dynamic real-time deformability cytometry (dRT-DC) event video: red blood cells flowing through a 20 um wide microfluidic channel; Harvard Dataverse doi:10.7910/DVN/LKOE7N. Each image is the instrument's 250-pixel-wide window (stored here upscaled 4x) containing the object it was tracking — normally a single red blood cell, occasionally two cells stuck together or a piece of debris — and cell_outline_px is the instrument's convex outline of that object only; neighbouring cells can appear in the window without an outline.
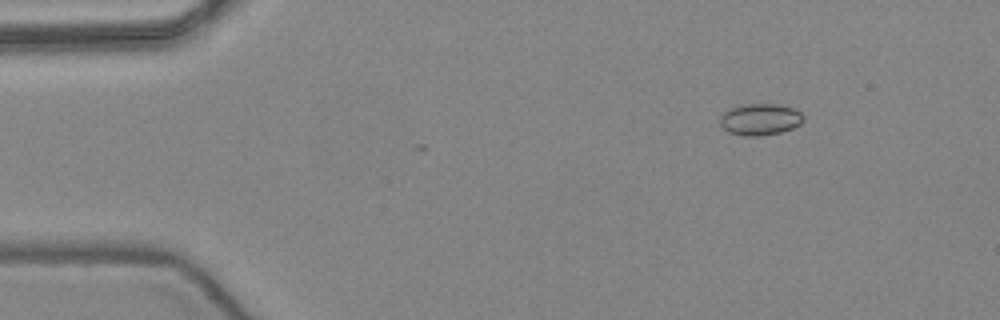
{"species": "common noctule bat (a hibernating species)", "species_latin": "Nyctalus noctula", "temperature_condition": "warm", "stored_images_in_passage": 52, "camera_frame_rate_fps": 3000, "um_per_image_px": 0.085, "animal": {"sex": "female", "body_mass_g": 24.6, "forearm_length_mm": 56.2}, "frame": {"image": 1, "passage_image": 7, "time_ms": 2.0, "image_size_px": [1000, 320], "cell_outline_px": [[804, 120], [800, 124], [792, 128], [780, 132], [760, 136], [744, 136], [728, 132], [720, 124], [720, 116], [728, 108], [744, 104], [776, 104], [796, 108], [804, 116]], "centroid_in_image_um": [64.61, 10.14], "position_along_channel_um": 20.4, "area_um2": 15.49}}
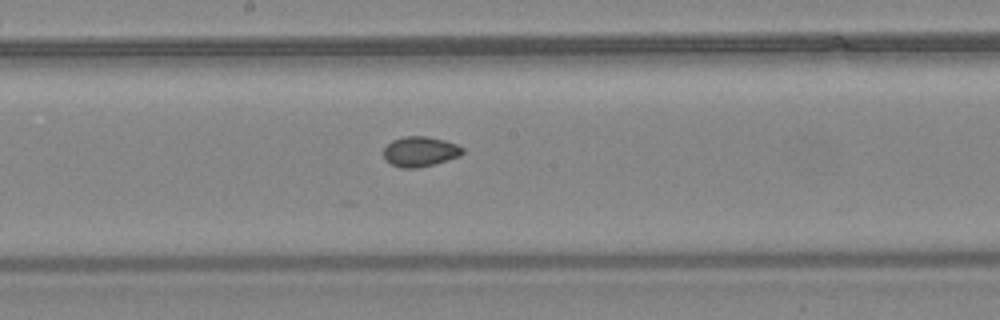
{"frame": {"image": 2, "passage_image": 28, "time_ms": 9.0, "image_size_px": [1000, 320], "cell_outline_px": [[464, 152], [460, 156], [432, 164], [416, 168], [400, 168], [392, 164], [384, 156], [384, 148], [392, 140], [404, 136], [428, 136], [444, 140], [456, 144], [464, 148]], "centroid_in_image_um": [35.72, 12.87], "position_along_channel_um": 212.5, "area_um2": 13.7}}
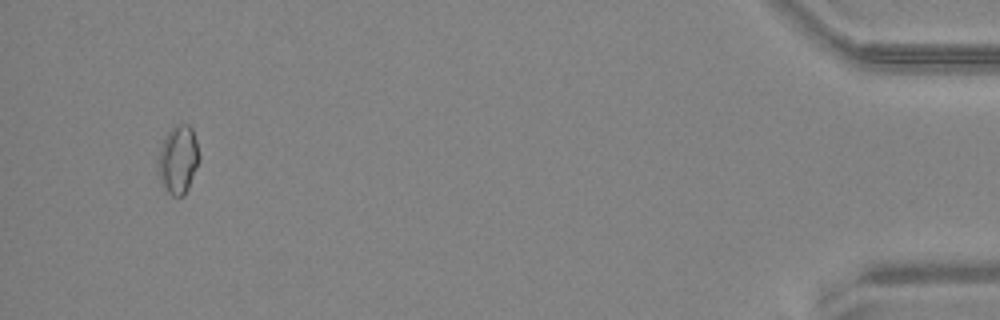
{"frame": {"image": 3, "passage_image": 50, "time_ms": 16.333, "image_size_px": [1000, 320], "cell_outline_px": [[200, 160], [188, 188], [184, 196], [172, 196], [168, 192], [160, 180], [156, 164], [156, 160], [164, 136], [176, 124], [188, 124], [192, 128], [196, 140], [200, 156]], "centroid_in_image_um": [15.13, 13.55], "position_along_channel_um": 420.1, "area_um2": 16.59}, "authors_computed_cell_mechanics": {"area_um2": 14.3055, "velocity_mm_per_s": 3.9472, "shape_relaxation_time_tau1_ms": null, "shape_relaxation_time_tau2_ms": 2.7789, "deformation_change_tau1": null, "deformation_change_tau2": 0.0519}}